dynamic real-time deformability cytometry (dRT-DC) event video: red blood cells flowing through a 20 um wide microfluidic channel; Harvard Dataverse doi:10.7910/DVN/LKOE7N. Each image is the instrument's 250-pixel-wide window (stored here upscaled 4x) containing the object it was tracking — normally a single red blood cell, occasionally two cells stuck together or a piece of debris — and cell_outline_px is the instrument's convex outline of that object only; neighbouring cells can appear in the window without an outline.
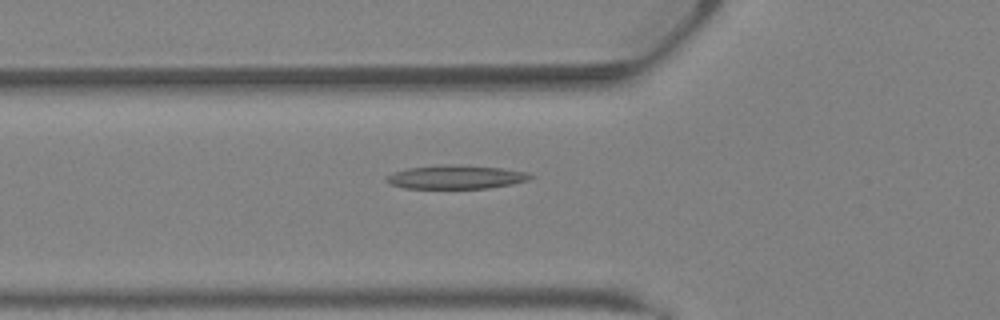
{"species": "Egyptian fruit bat (a non-hibernating species)", "species_latin": "Rousettus aegyptiacus", "temperature_condition": "warm", "stored_images_in_passage": 37, "camera_frame_rate_fps": 3000, "um_per_image_px": 0.085, "animal": {"sex": "female"}, "frame": {"image": 1, "passage_image": 13, "time_ms": 4.0, "image_size_px": [1000, 320], "cell_outline_px": [[536, 176], [528, 180], [512, 184], [488, 188], [404, 188], [388, 184], [384, 180], [388, 176], [396, 172], [408, 168], [444, 164], [452, 164], [500, 168], [528, 172]], "centroid_in_image_um": [38.77, 15.05], "position_along_channel_um": 87.0, "area_um2": 19.83}}
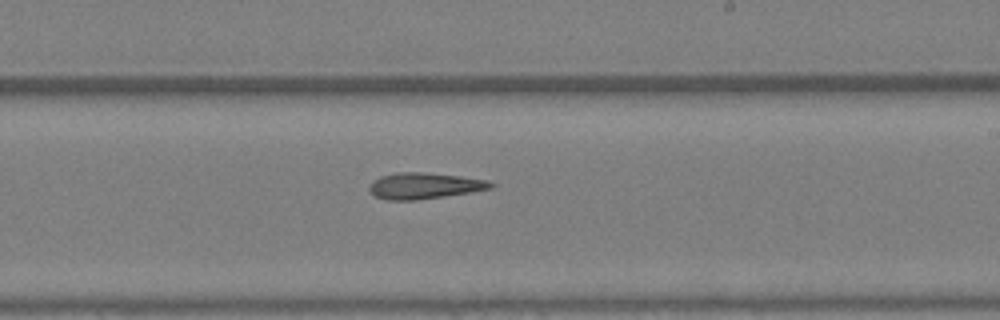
{"frame": {"image": 2, "passage_image": 22, "time_ms": 7.0, "image_size_px": [1000, 320], "cell_outline_px": [[496, 184], [492, 188], [472, 192], [416, 200], [384, 200], [372, 196], [368, 188], [368, 184], [372, 180], [380, 176], [396, 172], [424, 172], [460, 176], [488, 180]], "centroid_in_image_um": [36.01, 15.79], "position_along_channel_um": 253.0, "area_um2": 18.84}}
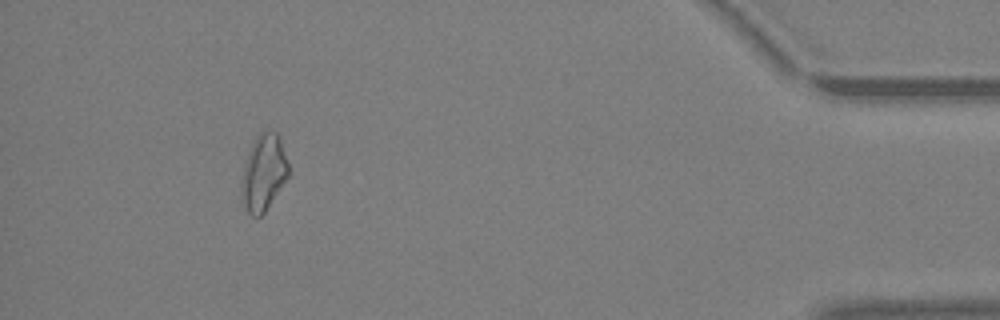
{"frame": {"image": 3, "passage_image": 34, "time_ms": 11.0, "image_size_px": [1000, 320], "cell_outline_px": [[288, 176], [264, 212], [260, 216], [252, 216], [248, 212], [240, 200], [240, 192], [244, 168], [248, 152], [256, 136], [260, 132], [268, 128], [276, 132], [280, 140], [288, 164]], "centroid_in_image_um": [22.38, 14.66], "position_along_channel_um": 412.8, "area_um2": 20.63}}